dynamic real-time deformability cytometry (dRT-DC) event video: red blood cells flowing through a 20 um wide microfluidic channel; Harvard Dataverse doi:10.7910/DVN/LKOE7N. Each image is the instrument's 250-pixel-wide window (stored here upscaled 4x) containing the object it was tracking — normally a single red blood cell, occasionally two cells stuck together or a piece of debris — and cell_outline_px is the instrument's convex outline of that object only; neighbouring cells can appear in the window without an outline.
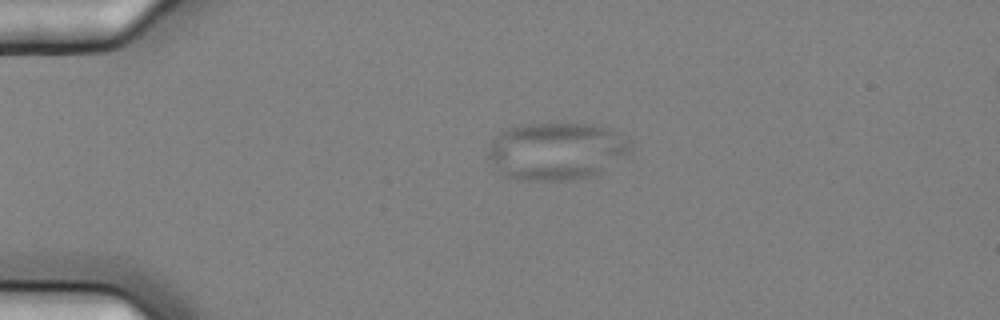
{"species": "common noctule bat (a hibernating species)", "species_latin": "Nyctalus noctula", "temperature_condition": "cold", "stored_images_in_passage": 2, "camera_frame_rate_fps": 3000, "um_per_image_px": 0.085, "animal": {"sex": "female", "body_mass_g": 25.1}, "frame": {"image": 1, "passage_image": 1, "time_ms": 0.0, "image_size_px": [1000, 320], "cell_outline_px": [[632, 140], [628, 156], [592, 176], [564, 180], [516, 180], [504, 176], [488, 156], [488, 148], [496, 136], [500, 132], [520, 124], [600, 124]], "centroid_in_image_um": [47.33, 12.83], "position_along_channel_um": 37.7, "area_um2": 47.74}}